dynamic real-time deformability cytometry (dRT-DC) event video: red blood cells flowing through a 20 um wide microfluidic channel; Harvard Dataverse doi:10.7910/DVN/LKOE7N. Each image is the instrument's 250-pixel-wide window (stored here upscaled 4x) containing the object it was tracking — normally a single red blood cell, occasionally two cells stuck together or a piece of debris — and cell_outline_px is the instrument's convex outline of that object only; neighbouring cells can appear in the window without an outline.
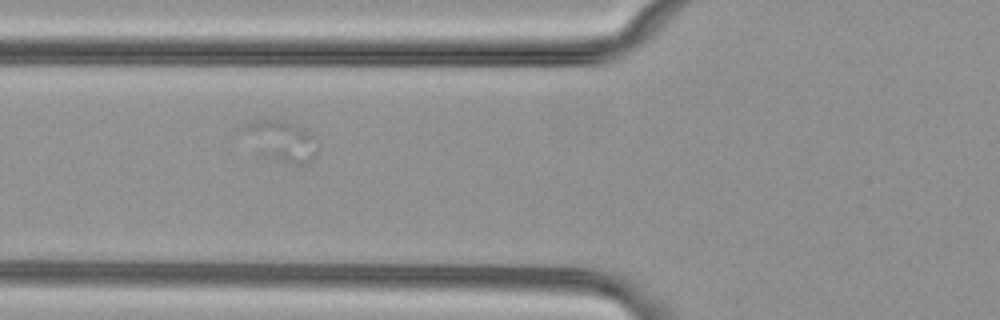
{"species": "common noctule bat (a hibernating species)", "species_latin": "Nyctalus noctula", "temperature_condition": "cold", "stored_images_in_passage": 20, "camera_frame_rate_fps": 3000, "um_per_image_px": 0.085, "animal": {"sex": "female", "body_mass_g": 29.2, "forearm_length_mm": 56.3}, "frame": {"image": 1, "passage_image": 8, "time_ms": 2.333, "image_size_px": [1000, 320], "cell_outline_px": [[316, 152], [300, 168], [260, 156], [256, 152], [244, 128], [244, 124], [256, 120], [284, 120], [308, 132], [312, 136], [316, 148]], "centroid_in_image_um": [23.89, 12.04], "position_along_channel_um": 101.9, "area_um2": 17.22}}
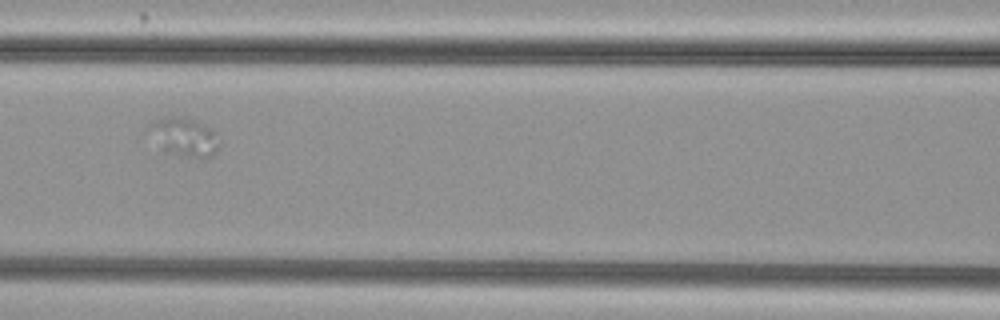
{"frame": {"image": 2, "passage_image": 12, "time_ms": 3.667, "image_size_px": [1000, 320], "cell_outline_px": [[220, 144], [216, 152], [208, 160], [200, 160], [164, 152], [160, 148], [144, 124], [172, 116], [176, 116], [196, 120], [204, 124], [216, 132]], "centroid_in_image_um": [15.68, 11.69], "position_along_channel_um": 150.9, "area_um2": 16.36}}